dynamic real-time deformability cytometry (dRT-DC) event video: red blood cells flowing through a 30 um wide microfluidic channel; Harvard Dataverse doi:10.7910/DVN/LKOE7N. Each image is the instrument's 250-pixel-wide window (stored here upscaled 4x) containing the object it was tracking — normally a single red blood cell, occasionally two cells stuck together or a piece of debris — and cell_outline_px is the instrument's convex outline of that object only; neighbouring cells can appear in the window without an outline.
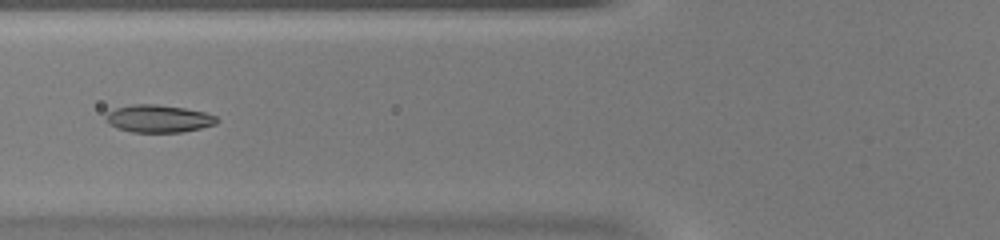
{"species": "common noctule bat (a hibernating species)", "species_latin": "Nyctalus noctula", "temperature_condition": "warm", "stored_images_in_passage": 47, "camera_frame_rate_fps": 3000, "um_per_image_px": 0.085, "animal": {"sex": "female", "body_mass_g": 20.0, "forearm_length_mm": 54.0}, "frame": {"image": 1, "passage_image": 19, "time_ms": 6.0, "image_size_px": [1000, 240], "cell_outline_px": [[220, 120], [216, 124], [200, 128], [180, 132], [132, 132], [116, 128], [108, 124], [104, 120], [104, 116], [108, 112], [116, 108], [132, 104], [156, 104], [184, 108], [204, 112], [216, 116]], "centroid_in_image_um": [13.44, 10.08], "position_along_channel_um": 112.4, "area_um2": 17.92}}
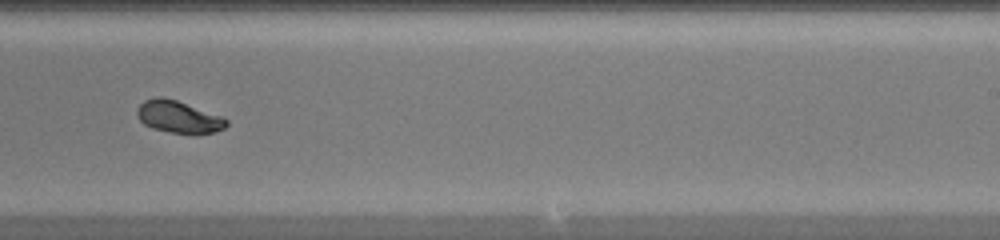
{"frame": {"image": 2, "passage_image": 30, "time_ms": 9.667, "image_size_px": [1000, 240], "cell_outline_px": [[228, 124], [224, 128], [216, 132], [172, 132], [152, 128], [144, 124], [136, 116], [136, 112], [140, 104], [144, 100], [156, 96], [160, 96], [176, 100], [224, 116], [228, 120]], "centroid_in_image_um": [15.17, 9.9], "position_along_channel_um": 273.8, "area_um2": 16.59}}
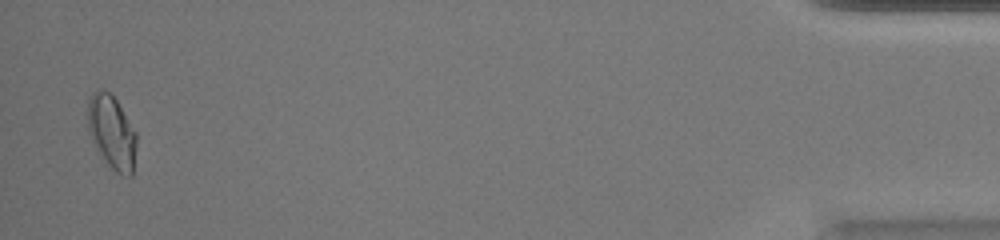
{"frame": {"image": 3, "passage_image": 46, "time_ms": 15.0, "image_size_px": [1000, 240], "cell_outline_px": [[136, 144], [132, 176], [124, 176], [116, 172], [108, 164], [92, 140], [88, 132], [88, 100], [92, 92], [96, 88], [100, 88], [108, 92], [116, 100], [136, 132]], "centroid_in_image_um": [9.49, 11.21], "position_along_channel_um": 425.7, "area_um2": 20.63}}